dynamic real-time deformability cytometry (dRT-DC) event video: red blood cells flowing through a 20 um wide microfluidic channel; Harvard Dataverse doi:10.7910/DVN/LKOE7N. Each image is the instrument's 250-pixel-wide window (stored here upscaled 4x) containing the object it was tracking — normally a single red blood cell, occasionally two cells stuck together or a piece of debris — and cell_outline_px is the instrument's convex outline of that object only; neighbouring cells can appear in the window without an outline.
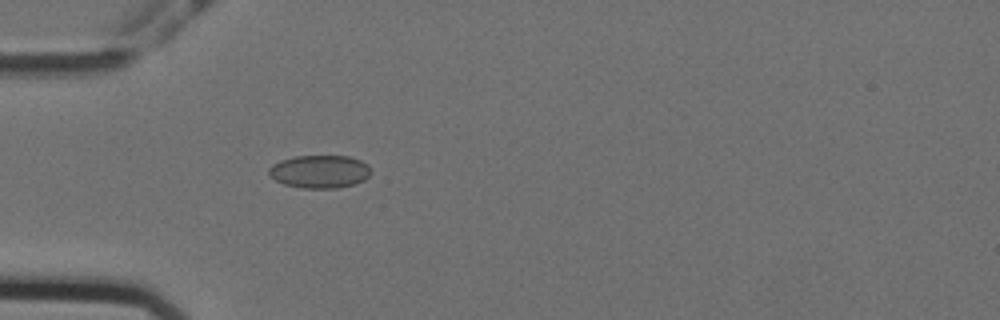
{"species": "Egyptian fruit bat (a non-hibernating species)", "species_latin": "Rousettus aegyptiacus", "temperature_condition": "cold", "stored_images_in_passage": 41, "camera_frame_rate_fps": 3000, "um_per_image_px": 0.085, "animal": {"sex": "female"}, "frame": {"image": 1, "passage_image": 1, "time_ms": 0.0, "image_size_px": [1000, 320], "cell_outline_px": [[372, 172], [364, 180], [352, 184], [336, 188], [304, 188], [284, 184], [276, 180], [268, 172], [268, 168], [272, 164], [280, 160], [296, 156], [348, 156], [360, 160], [368, 164]], "centroid_in_image_um": [27.18, 14.57], "position_along_channel_um": 57.8, "area_um2": 19.54}}
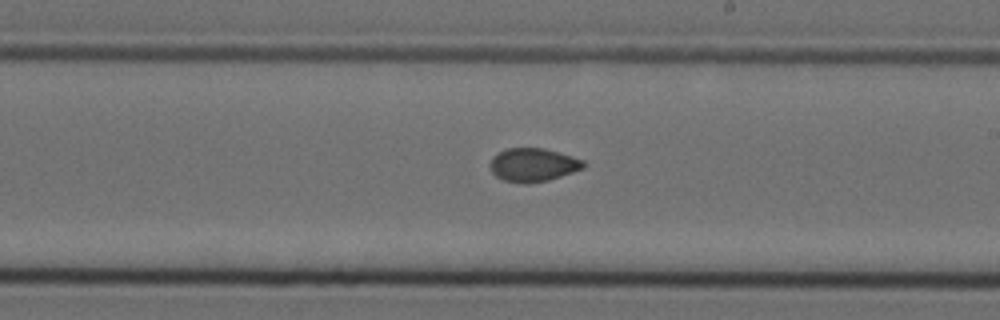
{"frame": {"image": 2, "passage_image": 17, "time_ms": 5.333, "image_size_px": [1000, 320], "cell_outline_px": [[584, 168], [548, 180], [528, 184], [520, 184], [504, 180], [496, 176], [492, 172], [492, 156], [508, 148], [544, 148], [560, 152], [584, 160]], "centroid_in_image_um": [45.33, 14.02], "position_along_channel_um": 243.7, "area_um2": 18.09}}
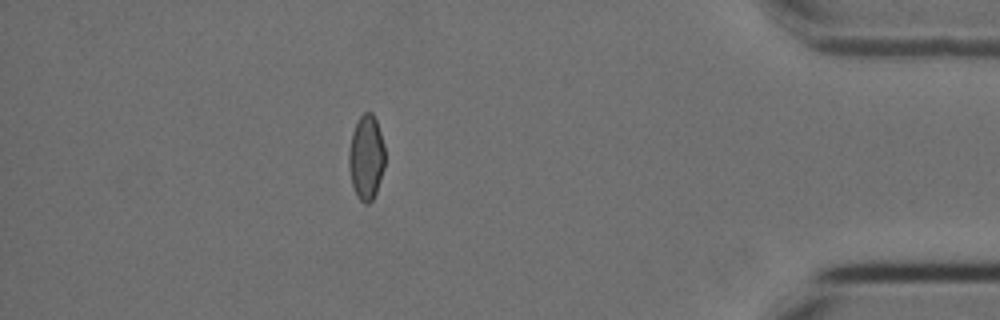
{"frame": {"image": 3, "passage_image": 34, "time_ms": 11.0, "image_size_px": [1000, 320], "cell_outline_px": [[384, 168], [376, 192], [372, 200], [368, 204], [364, 204], [356, 196], [352, 184], [348, 164], [348, 152], [352, 132], [360, 116], [364, 112], [372, 112], [376, 120], [384, 144]], "centroid_in_image_um": [31.12, 13.39], "position_along_channel_um": 404.1, "area_um2": 17.86}, "authors_computed_cell_mechanics": {"area_um2": 18.1492, "velocity_mm_per_s": 3.568, "shape_relaxation_time_tau1_ms": null, "shape_relaxation_time_tau2_ms": 3.2235, "deformation_change_tau1": null, "deformation_change_tau2": 0.0512}}